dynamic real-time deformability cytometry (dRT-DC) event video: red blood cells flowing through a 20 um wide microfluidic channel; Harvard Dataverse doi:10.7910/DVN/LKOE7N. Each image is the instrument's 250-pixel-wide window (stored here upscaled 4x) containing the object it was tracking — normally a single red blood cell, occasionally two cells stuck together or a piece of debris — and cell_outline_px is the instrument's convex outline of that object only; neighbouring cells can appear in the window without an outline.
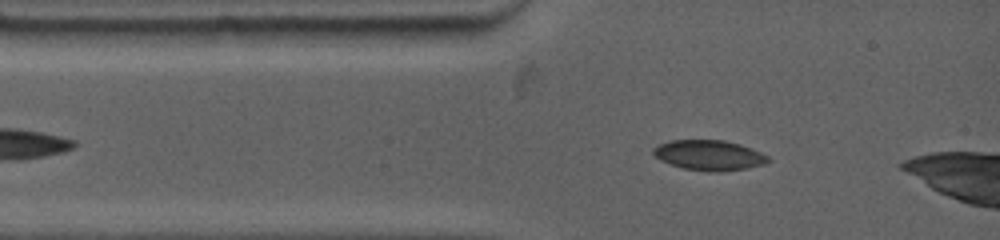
{"species": "common noctule bat (a hibernating species)", "species_latin": "Nyctalus noctula", "temperature_condition": "warm", "stored_images_in_passage": 40, "camera_frame_rate_fps": 4500, "um_per_image_px": 0.085, "animal": {"sex": "female", "body_mass_g": 19.0, "forearm_length_mm": 53.3}, "frame": {"image": 1, "passage_image": 4, "time_ms": 1.111, "image_size_px": [1000, 240], "cell_outline_px": [[772, 160], [764, 164], [744, 168], [716, 172], [708, 172], [684, 168], [660, 160], [652, 152], [652, 148], [660, 144], [672, 140], [724, 140], [740, 144], [752, 148], [768, 156]], "centroid_in_image_um": [60.29, 13.19], "position_along_channel_um": 24.7, "area_um2": 20.06}}
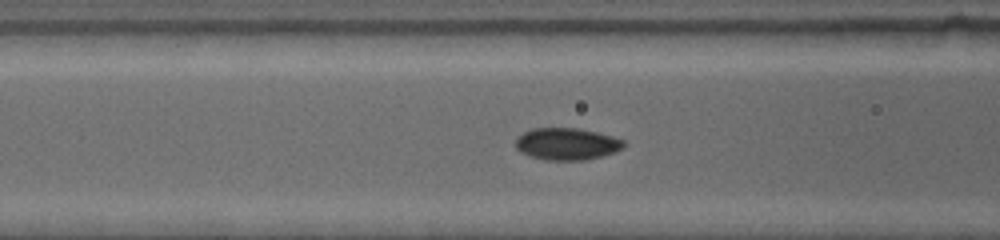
{"frame": {"image": 2, "passage_image": 17, "time_ms": 3.778, "image_size_px": [1000, 240], "cell_outline_px": [[628, 144], [624, 148], [616, 152], [584, 160], [548, 160], [528, 156], [520, 152], [516, 148], [516, 136], [532, 128], [576, 128], [596, 132], [612, 136], [624, 140]], "centroid_in_image_um": [48.19, 12.23], "position_along_channel_um": 118.4, "area_um2": 20.35}}
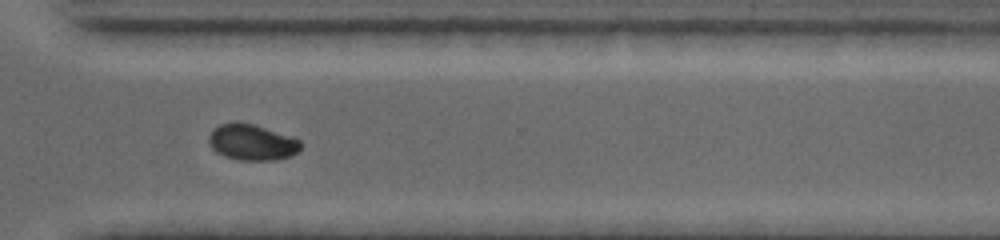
{"frame": {"image": 3, "passage_image": 31, "time_ms": 9.778, "image_size_px": [1000, 240], "cell_outline_px": [[304, 144], [292, 156], [276, 160], [240, 160], [224, 156], [216, 152], [208, 144], [208, 136], [220, 124], [236, 120], [252, 124], [292, 136], [300, 140]], "centroid_in_image_um": [21.42, 12.09], "position_along_channel_um": 349.2, "area_um2": 19.48}}